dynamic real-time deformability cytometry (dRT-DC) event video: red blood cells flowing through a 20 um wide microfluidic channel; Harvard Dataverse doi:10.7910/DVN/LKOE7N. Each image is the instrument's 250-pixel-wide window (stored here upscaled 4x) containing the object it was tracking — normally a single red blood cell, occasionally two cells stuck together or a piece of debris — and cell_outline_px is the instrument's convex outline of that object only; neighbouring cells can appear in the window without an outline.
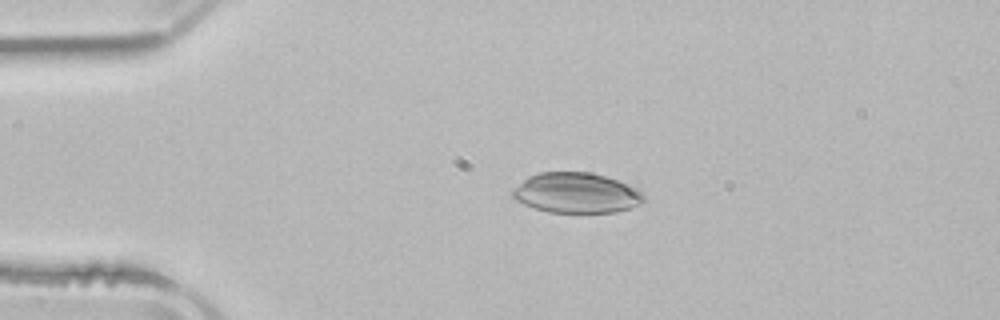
{"species": "common noctule bat (a hibernating species)", "species_latin": "Nyctalus noctula", "temperature_condition": "room temperature", "stored_images_in_passage": 3, "camera_frame_rate_fps": 3000, "um_per_image_px": 0.085, "animal": {"sex": "male", "body_mass_g": 21.5, "forearm_length_mm": 52.0}, "frame": {"image": 1, "passage_image": 2, "time_ms": 1.333, "image_size_px": [1000, 320], "cell_outline_px": [[644, 200], [640, 204], [616, 212], [548, 212], [524, 204], [516, 200], [512, 196], [512, 188], [528, 176], [540, 172], [592, 172], [616, 180], [636, 188], [644, 196]], "centroid_in_image_um": [48.95, 16.39], "position_along_channel_um": 36.1, "area_um2": 30.58}}